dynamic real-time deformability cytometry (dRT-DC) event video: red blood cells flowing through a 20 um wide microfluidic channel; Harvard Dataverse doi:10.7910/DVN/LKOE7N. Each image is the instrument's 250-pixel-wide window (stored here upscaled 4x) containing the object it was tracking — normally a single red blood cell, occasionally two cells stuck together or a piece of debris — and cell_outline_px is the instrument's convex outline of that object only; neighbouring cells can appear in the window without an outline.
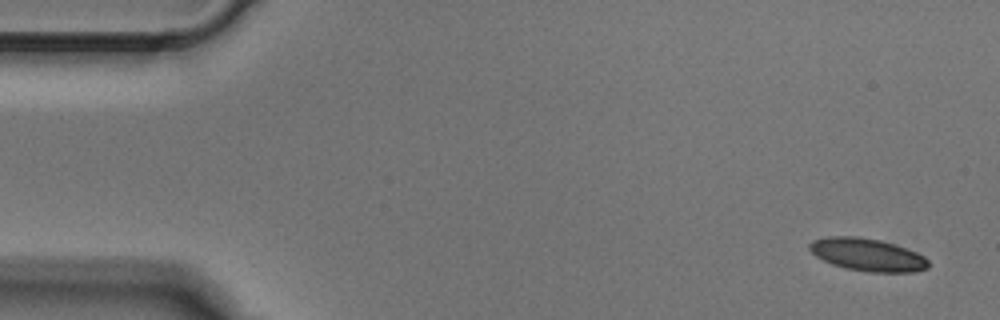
{"species": "Egyptian fruit bat (a non-hibernating species)", "species_latin": "Rousettus aegyptiacus", "temperature_condition": "cold", "stored_images_in_passage": 4, "camera_frame_rate_fps": 3000, "um_per_image_px": 0.085, "animal": {"sex": "male"}, "frame": {"image": 1, "passage_image": 1, "time_ms": 0.0, "image_size_px": [1000, 320], "cell_outline_px": [[928, 268], [912, 272], [868, 272], [844, 268], [832, 264], [816, 256], [808, 248], [808, 244], [812, 240], [828, 236], [856, 236], [880, 240], [896, 244], [916, 252], [924, 256], [928, 260]], "centroid_in_image_um": [73.72, 21.64], "position_along_channel_um": 11.3, "area_um2": 22.72}}
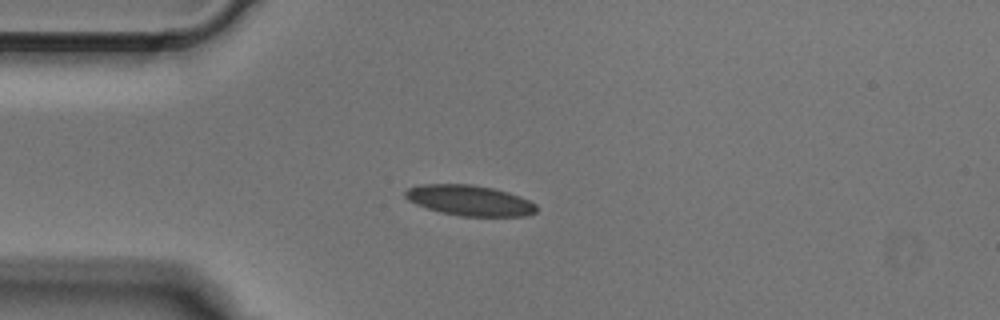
{"frame": {"image": 2, "passage_image": 3, "time_ms": 0.667, "image_size_px": [1000, 320], "cell_outline_px": [[536, 212], [528, 216], [460, 216], [440, 212], [416, 204], [408, 200], [404, 196], [404, 192], [408, 188], [420, 184], [472, 184], [492, 188], [508, 192], [520, 196], [536, 204]], "centroid_in_image_um": [39.91, 17.03], "position_along_channel_um": 45.1, "area_um2": 23.35}}